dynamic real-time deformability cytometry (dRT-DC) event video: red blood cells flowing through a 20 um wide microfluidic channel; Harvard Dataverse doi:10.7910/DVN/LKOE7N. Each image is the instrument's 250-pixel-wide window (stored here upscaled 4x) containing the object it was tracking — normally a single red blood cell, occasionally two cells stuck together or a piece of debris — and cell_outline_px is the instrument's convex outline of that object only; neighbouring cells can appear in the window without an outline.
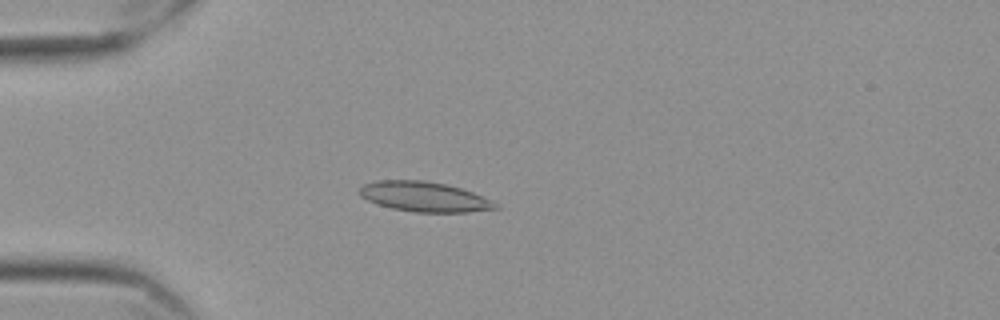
{"species": "Egyptian fruit bat (a non-hibernating species)", "species_latin": "Rousettus aegyptiacus", "temperature_condition": "cold", "stored_images_in_passage": 59, "camera_frame_rate_fps": 3000, "um_per_image_px": 0.085, "frame": {"image": 1, "passage_image": 17, "time_ms": 5.333, "image_size_px": [1000, 320], "cell_outline_px": [[500, 208], [468, 212], [416, 212], [392, 208], [376, 204], [360, 196], [356, 192], [364, 184], [376, 180], [424, 180], [444, 184], [460, 188], [472, 192], [500, 204]], "centroid_in_image_um": [36.04, 16.72], "position_along_channel_um": 49.0, "area_um2": 23.76}}
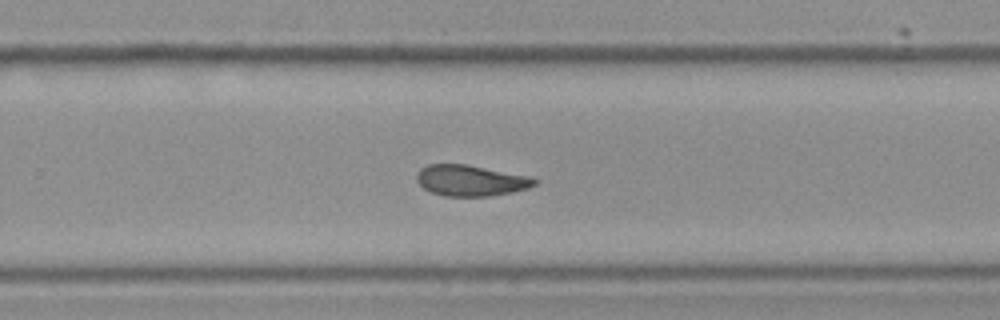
{"frame": {"image": 2, "passage_image": 39, "time_ms": 12.667, "image_size_px": [1000, 320], "cell_outline_px": [[540, 180], [536, 184], [528, 188], [512, 192], [492, 196], [444, 196], [432, 192], [424, 188], [416, 180], [416, 176], [420, 168], [428, 164], [464, 164], [528, 176]], "centroid_in_image_um": [40.01, 15.35], "position_along_channel_um": 289.8, "area_um2": 21.15}}
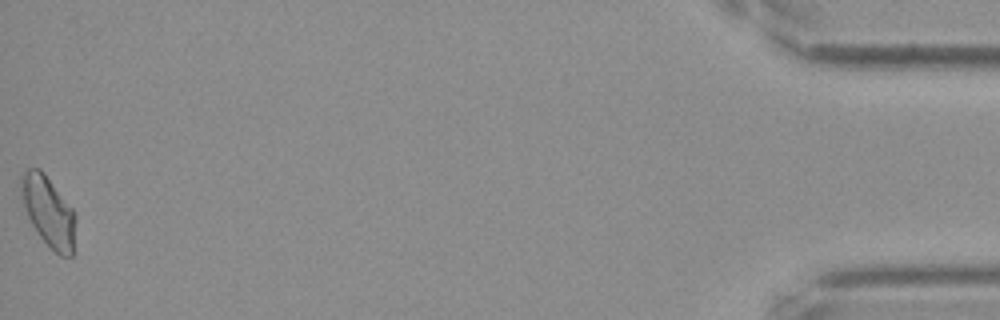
{"frame": {"image": 3, "passage_image": 59, "time_ms": 19.333, "image_size_px": [1000, 320], "cell_outline_px": [[76, 220], [72, 256], [60, 256], [40, 236], [32, 224], [28, 216], [24, 204], [20, 188], [20, 176], [28, 168], [40, 168], [44, 172], [72, 208], [76, 216]], "centroid_in_image_um": [4.12, 17.94], "position_along_channel_um": 431.1, "area_um2": 22.02}, "authors_computed_cell_mechanics": {"area_um2": 21.5016, "velocity_mm_per_s": 3.5112, "shape_relaxation_time_tau1_ms": null, "shape_relaxation_time_tau2_ms": 3.538, "deformation_change_tau1": null, "deformation_change_tau2": 0.095}}